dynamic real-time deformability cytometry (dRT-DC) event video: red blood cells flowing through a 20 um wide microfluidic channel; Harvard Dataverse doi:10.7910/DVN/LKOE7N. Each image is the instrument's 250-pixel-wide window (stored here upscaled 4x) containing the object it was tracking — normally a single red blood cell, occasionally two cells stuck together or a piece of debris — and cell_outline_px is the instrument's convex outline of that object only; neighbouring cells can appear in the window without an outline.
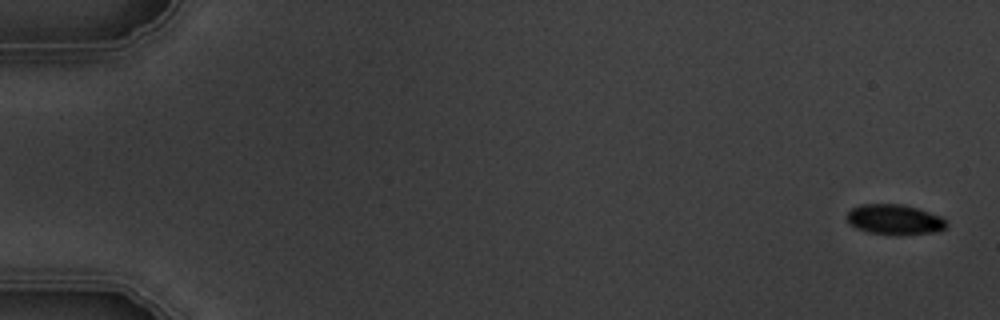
{"species": "common noctule bat (a hibernating species)", "species_latin": "Nyctalus noctula", "temperature_condition": "warm", "stored_images_in_passage": 5, "camera_frame_rate_fps": 3000, "um_per_image_px": 0.085, "animal": {"sex": "male", "body_mass_g": 19.5, "forearm_length_mm": 54.6}, "frame": {"image": 1, "passage_image": 1, "time_ms": 0.0, "image_size_px": [1000, 320], "cell_outline_px": [[948, 224], [944, 228], [932, 232], [900, 236], [896, 236], [868, 232], [856, 228], [848, 224], [848, 212], [852, 208], [860, 204], [904, 204], [940, 216], [948, 220]], "centroid_in_image_um": [76.03, 18.67], "position_along_channel_um": 9.0, "area_um2": 17.69}}